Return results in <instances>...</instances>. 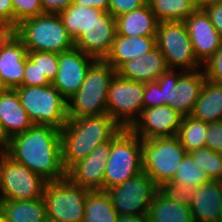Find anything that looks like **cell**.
Segmentation results:
<instances>
[{
	"mask_svg": "<svg viewBox=\"0 0 222 222\" xmlns=\"http://www.w3.org/2000/svg\"><path fill=\"white\" fill-rule=\"evenodd\" d=\"M5 154L25 165L47 182L62 180L61 130L49 125H33L7 142Z\"/></svg>",
	"mask_w": 222,
	"mask_h": 222,
	"instance_id": "cell-1",
	"label": "cell"
},
{
	"mask_svg": "<svg viewBox=\"0 0 222 222\" xmlns=\"http://www.w3.org/2000/svg\"><path fill=\"white\" fill-rule=\"evenodd\" d=\"M121 129L108 114L68 119L61 129L64 170L86 158L99 144L110 141Z\"/></svg>",
	"mask_w": 222,
	"mask_h": 222,
	"instance_id": "cell-2",
	"label": "cell"
},
{
	"mask_svg": "<svg viewBox=\"0 0 222 222\" xmlns=\"http://www.w3.org/2000/svg\"><path fill=\"white\" fill-rule=\"evenodd\" d=\"M115 74L116 70L105 60H96L80 88L67 100L68 119L107 114L109 85Z\"/></svg>",
	"mask_w": 222,
	"mask_h": 222,
	"instance_id": "cell-3",
	"label": "cell"
},
{
	"mask_svg": "<svg viewBox=\"0 0 222 222\" xmlns=\"http://www.w3.org/2000/svg\"><path fill=\"white\" fill-rule=\"evenodd\" d=\"M14 34L23 42L27 51L61 53L74 48L58 14H41L22 20Z\"/></svg>",
	"mask_w": 222,
	"mask_h": 222,
	"instance_id": "cell-4",
	"label": "cell"
},
{
	"mask_svg": "<svg viewBox=\"0 0 222 222\" xmlns=\"http://www.w3.org/2000/svg\"><path fill=\"white\" fill-rule=\"evenodd\" d=\"M141 172H143L141 139L130 129L122 128L111 139L103 191L122 184Z\"/></svg>",
	"mask_w": 222,
	"mask_h": 222,
	"instance_id": "cell-5",
	"label": "cell"
},
{
	"mask_svg": "<svg viewBox=\"0 0 222 222\" xmlns=\"http://www.w3.org/2000/svg\"><path fill=\"white\" fill-rule=\"evenodd\" d=\"M21 105L35 125H49L61 130L67 123V100L52 85L20 86L15 89Z\"/></svg>",
	"mask_w": 222,
	"mask_h": 222,
	"instance_id": "cell-6",
	"label": "cell"
},
{
	"mask_svg": "<svg viewBox=\"0 0 222 222\" xmlns=\"http://www.w3.org/2000/svg\"><path fill=\"white\" fill-rule=\"evenodd\" d=\"M143 172L157 187L172 181L187 154L179 138L164 137L141 140Z\"/></svg>",
	"mask_w": 222,
	"mask_h": 222,
	"instance_id": "cell-7",
	"label": "cell"
},
{
	"mask_svg": "<svg viewBox=\"0 0 222 222\" xmlns=\"http://www.w3.org/2000/svg\"><path fill=\"white\" fill-rule=\"evenodd\" d=\"M169 70L162 74L157 82L161 89V101L183 117L189 116L199 98L205 82L204 70ZM184 72V73H183Z\"/></svg>",
	"mask_w": 222,
	"mask_h": 222,
	"instance_id": "cell-8",
	"label": "cell"
},
{
	"mask_svg": "<svg viewBox=\"0 0 222 222\" xmlns=\"http://www.w3.org/2000/svg\"><path fill=\"white\" fill-rule=\"evenodd\" d=\"M89 191L67 177L47 182L43 192L47 216L60 222H83Z\"/></svg>",
	"mask_w": 222,
	"mask_h": 222,
	"instance_id": "cell-9",
	"label": "cell"
},
{
	"mask_svg": "<svg viewBox=\"0 0 222 222\" xmlns=\"http://www.w3.org/2000/svg\"><path fill=\"white\" fill-rule=\"evenodd\" d=\"M156 44L170 70L180 67L184 71H193L202 65L195 56L184 22H158Z\"/></svg>",
	"mask_w": 222,
	"mask_h": 222,
	"instance_id": "cell-10",
	"label": "cell"
},
{
	"mask_svg": "<svg viewBox=\"0 0 222 222\" xmlns=\"http://www.w3.org/2000/svg\"><path fill=\"white\" fill-rule=\"evenodd\" d=\"M144 83L128 80L117 73L112 78L107 98V114L122 128L129 129L143 110Z\"/></svg>",
	"mask_w": 222,
	"mask_h": 222,
	"instance_id": "cell-11",
	"label": "cell"
},
{
	"mask_svg": "<svg viewBox=\"0 0 222 222\" xmlns=\"http://www.w3.org/2000/svg\"><path fill=\"white\" fill-rule=\"evenodd\" d=\"M47 183L40 175L0 154V195L2 200H33L43 197Z\"/></svg>",
	"mask_w": 222,
	"mask_h": 222,
	"instance_id": "cell-12",
	"label": "cell"
},
{
	"mask_svg": "<svg viewBox=\"0 0 222 222\" xmlns=\"http://www.w3.org/2000/svg\"><path fill=\"white\" fill-rule=\"evenodd\" d=\"M157 190L154 181L145 172H141L106 191L118 215H147Z\"/></svg>",
	"mask_w": 222,
	"mask_h": 222,
	"instance_id": "cell-13",
	"label": "cell"
},
{
	"mask_svg": "<svg viewBox=\"0 0 222 222\" xmlns=\"http://www.w3.org/2000/svg\"><path fill=\"white\" fill-rule=\"evenodd\" d=\"M95 58L75 47L58 54V71L51 84L68 100L82 85Z\"/></svg>",
	"mask_w": 222,
	"mask_h": 222,
	"instance_id": "cell-14",
	"label": "cell"
},
{
	"mask_svg": "<svg viewBox=\"0 0 222 222\" xmlns=\"http://www.w3.org/2000/svg\"><path fill=\"white\" fill-rule=\"evenodd\" d=\"M116 35V18L104 11L74 40V47L96 60H105Z\"/></svg>",
	"mask_w": 222,
	"mask_h": 222,
	"instance_id": "cell-15",
	"label": "cell"
},
{
	"mask_svg": "<svg viewBox=\"0 0 222 222\" xmlns=\"http://www.w3.org/2000/svg\"><path fill=\"white\" fill-rule=\"evenodd\" d=\"M183 116L168 105L143 109L129 128L141 140L177 136Z\"/></svg>",
	"mask_w": 222,
	"mask_h": 222,
	"instance_id": "cell-16",
	"label": "cell"
},
{
	"mask_svg": "<svg viewBox=\"0 0 222 222\" xmlns=\"http://www.w3.org/2000/svg\"><path fill=\"white\" fill-rule=\"evenodd\" d=\"M111 151V140L99 144L86 158L66 171V177L84 189L102 190L105 168Z\"/></svg>",
	"mask_w": 222,
	"mask_h": 222,
	"instance_id": "cell-17",
	"label": "cell"
},
{
	"mask_svg": "<svg viewBox=\"0 0 222 222\" xmlns=\"http://www.w3.org/2000/svg\"><path fill=\"white\" fill-rule=\"evenodd\" d=\"M196 58L205 64L222 46V38L203 9H197L184 21Z\"/></svg>",
	"mask_w": 222,
	"mask_h": 222,
	"instance_id": "cell-18",
	"label": "cell"
},
{
	"mask_svg": "<svg viewBox=\"0 0 222 222\" xmlns=\"http://www.w3.org/2000/svg\"><path fill=\"white\" fill-rule=\"evenodd\" d=\"M169 70L166 59L156 47L151 52L128 60L116 70V73L122 78L146 83L157 81Z\"/></svg>",
	"mask_w": 222,
	"mask_h": 222,
	"instance_id": "cell-19",
	"label": "cell"
},
{
	"mask_svg": "<svg viewBox=\"0 0 222 222\" xmlns=\"http://www.w3.org/2000/svg\"><path fill=\"white\" fill-rule=\"evenodd\" d=\"M27 52L15 34L0 47V76L9 89L22 86Z\"/></svg>",
	"mask_w": 222,
	"mask_h": 222,
	"instance_id": "cell-20",
	"label": "cell"
},
{
	"mask_svg": "<svg viewBox=\"0 0 222 222\" xmlns=\"http://www.w3.org/2000/svg\"><path fill=\"white\" fill-rule=\"evenodd\" d=\"M190 208L194 222H218L222 214V181L211 180L194 189Z\"/></svg>",
	"mask_w": 222,
	"mask_h": 222,
	"instance_id": "cell-21",
	"label": "cell"
},
{
	"mask_svg": "<svg viewBox=\"0 0 222 222\" xmlns=\"http://www.w3.org/2000/svg\"><path fill=\"white\" fill-rule=\"evenodd\" d=\"M15 89L0 95V128L7 140L33 126Z\"/></svg>",
	"mask_w": 222,
	"mask_h": 222,
	"instance_id": "cell-22",
	"label": "cell"
},
{
	"mask_svg": "<svg viewBox=\"0 0 222 222\" xmlns=\"http://www.w3.org/2000/svg\"><path fill=\"white\" fill-rule=\"evenodd\" d=\"M156 47V36L130 37L116 34L112 48L105 61L117 70L128 60L151 52Z\"/></svg>",
	"mask_w": 222,
	"mask_h": 222,
	"instance_id": "cell-23",
	"label": "cell"
},
{
	"mask_svg": "<svg viewBox=\"0 0 222 222\" xmlns=\"http://www.w3.org/2000/svg\"><path fill=\"white\" fill-rule=\"evenodd\" d=\"M158 20L148 4L118 16L116 34L122 36H156Z\"/></svg>",
	"mask_w": 222,
	"mask_h": 222,
	"instance_id": "cell-24",
	"label": "cell"
},
{
	"mask_svg": "<svg viewBox=\"0 0 222 222\" xmlns=\"http://www.w3.org/2000/svg\"><path fill=\"white\" fill-rule=\"evenodd\" d=\"M194 119L212 123L222 120V84L205 79L191 114Z\"/></svg>",
	"mask_w": 222,
	"mask_h": 222,
	"instance_id": "cell-25",
	"label": "cell"
},
{
	"mask_svg": "<svg viewBox=\"0 0 222 222\" xmlns=\"http://www.w3.org/2000/svg\"><path fill=\"white\" fill-rule=\"evenodd\" d=\"M149 222H194L190 205L177 203L156 191L148 209Z\"/></svg>",
	"mask_w": 222,
	"mask_h": 222,
	"instance_id": "cell-26",
	"label": "cell"
},
{
	"mask_svg": "<svg viewBox=\"0 0 222 222\" xmlns=\"http://www.w3.org/2000/svg\"><path fill=\"white\" fill-rule=\"evenodd\" d=\"M1 215L6 222H44L47 217L43 197L33 200H3Z\"/></svg>",
	"mask_w": 222,
	"mask_h": 222,
	"instance_id": "cell-27",
	"label": "cell"
},
{
	"mask_svg": "<svg viewBox=\"0 0 222 222\" xmlns=\"http://www.w3.org/2000/svg\"><path fill=\"white\" fill-rule=\"evenodd\" d=\"M117 219L118 213L107 191L93 190L87 193L83 222H117Z\"/></svg>",
	"mask_w": 222,
	"mask_h": 222,
	"instance_id": "cell-28",
	"label": "cell"
},
{
	"mask_svg": "<svg viewBox=\"0 0 222 222\" xmlns=\"http://www.w3.org/2000/svg\"><path fill=\"white\" fill-rule=\"evenodd\" d=\"M158 22H183L197 10L193 0H147Z\"/></svg>",
	"mask_w": 222,
	"mask_h": 222,
	"instance_id": "cell-29",
	"label": "cell"
},
{
	"mask_svg": "<svg viewBox=\"0 0 222 222\" xmlns=\"http://www.w3.org/2000/svg\"><path fill=\"white\" fill-rule=\"evenodd\" d=\"M104 11L84 5L71 4L58 15L68 34L75 40L89 24Z\"/></svg>",
	"mask_w": 222,
	"mask_h": 222,
	"instance_id": "cell-30",
	"label": "cell"
},
{
	"mask_svg": "<svg viewBox=\"0 0 222 222\" xmlns=\"http://www.w3.org/2000/svg\"><path fill=\"white\" fill-rule=\"evenodd\" d=\"M209 123L191 116L182 118L177 137L187 153L206 147V136Z\"/></svg>",
	"mask_w": 222,
	"mask_h": 222,
	"instance_id": "cell-31",
	"label": "cell"
},
{
	"mask_svg": "<svg viewBox=\"0 0 222 222\" xmlns=\"http://www.w3.org/2000/svg\"><path fill=\"white\" fill-rule=\"evenodd\" d=\"M211 181L207 173L200 169L192 156L187 153L180 163L172 182L178 185H187L191 189Z\"/></svg>",
	"mask_w": 222,
	"mask_h": 222,
	"instance_id": "cell-32",
	"label": "cell"
},
{
	"mask_svg": "<svg viewBox=\"0 0 222 222\" xmlns=\"http://www.w3.org/2000/svg\"><path fill=\"white\" fill-rule=\"evenodd\" d=\"M189 154L211 180L222 181V153L203 147Z\"/></svg>",
	"mask_w": 222,
	"mask_h": 222,
	"instance_id": "cell-33",
	"label": "cell"
},
{
	"mask_svg": "<svg viewBox=\"0 0 222 222\" xmlns=\"http://www.w3.org/2000/svg\"><path fill=\"white\" fill-rule=\"evenodd\" d=\"M27 57L34 62L42 74L52 82L58 71V54L54 52L28 51Z\"/></svg>",
	"mask_w": 222,
	"mask_h": 222,
	"instance_id": "cell-34",
	"label": "cell"
},
{
	"mask_svg": "<svg viewBox=\"0 0 222 222\" xmlns=\"http://www.w3.org/2000/svg\"><path fill=\"white\" fill-rule=\"evenodd\" d=\"M14 12V29L27 18L43 14L40 0H12Z\"/></svg>",
	"mask_w": 222,
	"mask_h": 222,
	"instance_id": "cell-35",
	"label": "cell"
},
{
	"mask_svg": "<svg viewBox=\"0 0 222 222\" xmlns=\"http://www.w3.org/2000/svg\"><path fill=\"white\" fill-rule=\"evenodd\" d=\"M158 190L168 199L177 203L190 205L194 189L187 185H178L172 181L165 182L158 187Z\"/></svg>",
	"mask_w": 222,
	"mask_h": 222,
	"instance_id": "cell-36",
	"label": "cell"
},
{
	"mask_svg": "<svg viewBox=\"0 0 222 222\" xmlns=\"http://www.w3.org/2000/svg\"><path fill=\"white\" fill-rule=\"evenodd\" d=\"M50 84L51 81L45 74H42L38 66L27 57L22 86H47Z\"/></svg>",
	"mask_w": 222,
	"mask_h": 222,
	"instance_id": "cell-37",
	"label": "cell"
},
{
	"mask_svg": "<svg viewBox=\"0 0 222 222\" xmlns=\"http://www.w3.org/2000/svg\"><path fill=\"white\" fill-rule=\"evenodd\" d=\"M204 74L206 79L222 84V46L218 51L204 64Z\"/></svg>",
	"mask_w": 222,
	"mask_h": 222,
	"instance_id": "cell-38",
	"label": "cell"
},
{
	"mask_svg": "<svg viewBox=\"0 0 222 222\" xmlns=\"http://www.w3.org/2000/svg\"><path fill=\"white\" fill-rule=\"evenodd\" d=\"M146 4L147 0H109L108 12L117 18Z\"/></svg>",
	"mask_w": 222,
	"mask_h": 222,
	"instance_id": "cell-39",
	"label": "cell"
},
{
	"mask_svg": "<svg viewBox=\"0 0 222 222\" xmlns=\"http://www.w3.org/2000/svg\"><path fill=\"white\" fill-rule=\"evenodd\" d=\"M143 109L164 106L161 101V89L157 81L144 83Z\"/></svg>",
	"mask_w": 222,
	"mask_h": 222,
	"instance_id": "cell-40",
	"label": "cell"
},
{
	"mask_svg": "<svg viewBox=\"0 0 222 222\" xmlns=\"http://www.w3.org/2000/svg\"><path fill=\"white\" fill-rule=\"evenodd\" d=\"M206 147L215 152L222 153V120L209 123Z\"/></svg>",
	"mask_w": 222,
	"mask_h": 222,
	"instance_id": "cell-41",
	"label": "cell"
},
{
	"mask_svg": "<svg viewBox=\"0 0 222 222\" xmlns=\"http://www.w3.org/2000/svg\"><path fill=\"white\" fill-rule=\"evenodd\" d=\"M222 38V1L213 3L203 9Z\"/></svg>",
	"mask_w": 222,
	"mask_h": 222,
	"instance_id": "cell-42",
	"label": "cell"
},
{
	"mask_svg": "<svg viewBox=\"0 0 222 222\" xmlns=\"http://www.w3.org/2000/svg\"><path fill=\"white\" fill-rule=\"evenodd\" d=\"M73 0H40L43 14H59L72 4Z\"/></svg>",
	"mask_w": 222,
	"mask_h": 222,
	"instance_id": "cell-43",
	"label": "cell"
},
{
	"mask_svg": "<svg viewBox=\"0 0 222 222\" xmlns=\"http://www.w3.org/2000/svg\"><path fill=\"white\" fill-rule=\"evenodd\" d=\"M0 21H4L14 28L12 0H0Z\"/></svg>",
	"mask_w": 222,
	"mask_h": 222,
	"instance_id": "cell-44",
	"label": "cell"
},
{
	"mask_svg": "<svg viewBox=\"0 0 222 222\" xmlns=\"http://www.w3.org/2000/svg\"><path fill=\"white\" fill-rule=\"evenodd\" d=\"M72 4L84 5L108 12L109 0H73Z\"/></svg>",
	"mask_w": 222,
	"mask_h": 222,
	"instance_id": "cell-45",
	"label": "cell"
},
{
	"mask_svg": "<svg viewBox=\"0 0 222 222\" xmlns=\"http://www.w3.org/2000/svg\"><path fill=\"white\" fill-rule=\"evenodd\" d=\"M14 34V28L4 21H0V47Z\"/></svg>",
	"mask_w": 222,
	"mask_h": 222,
	"instance_id": "cell-46",
	"label": "cell"
},
{
	"mask_svg": "<svg viewBox=\"0 0 222 222\" xmlns=\"http://www.w3.org/2000/svg\"><path fill=\"white\" fill-rule=\"evenodd\" d=\"M117 222H149L147 215H118Z\"/></svg>",
	"mask_w": 222,
	"mask_h": 222,
	"instance_id": "cell-47",
	"label": "cell"
},
{
	"mask_svg": "<svg viewBox=\"0 0 222 222\" xmlns=\"http://www.w3.org/2000/svg\"><path fill=\"white\" fill-rule=\"evenodd\" d=\"M219 1L222 0H193L194 5L196 6L197 9H204L206 6H209Z\"/></svg>",
	"mask_w": 222,
	"mask_h": 222,
	"instance_id": "cell-48",
	"label": "cell"
},
{
	"mask_svg": "<svg viewBox=\"0 0 222 222\" xmlns=\"http://www.w3.org/2000/svg\"><path fill=\"white\" fill-rule=\"evenodd\" d=\"M7 142L8 140L5 138L0 128V154L5 153L6 148H7Z\"/></svg>",
	"mask_w": 222,
	"mask_h": 222,
	"instance_id": "cell-49",
	"label": "cell"
},
{
	"mask_svg": "<svg viewBox=\"0 0 222 222\" xmlns=\"http://www.w3.org/2000/svg\"><path fill=\"white\" fill-rule=\"evenodd\" d=\"M8 90H9L8 86L5 84L4 80L0 76V95Z\"/></svg>",
	"mask_w": 222,
	"mask_h": 222,
	"instance_id": "cell-50",
	"label": "cell"
},
{
	"mask_svg": "<svg viewBox=\"0 0 222 222\" xmlns=\"http://www.w3.org/2000/svg\"><path fill=\"white\" fill-rule=\"evenodd\" d=\"M44 222H60L59 220L52 219L50 217H46Z\"/></svg>",
	"mask_w": 222,
	"mask_h": 222,
	"instance_id": "cell-51",
	"label": "cell"
},
{
	"mask_svg": "<svg viewBox=\"0 0 222 222\" xmlns=\"http://www.w3.org/2000/svg\"><path fill=\"white\" fill-rule=\"evenodd\" d=\"M2 199H1V197H0V216H1V214H2Z\"/></svg>",
	"mask_w": 222,
	"mask_h": 222,
	"instance_id": "cell-52",
	"label": "cell"
},
{
	"mask_svg": "<svg viewBox=\"0 0 222 222\" xmlns=\"http://www.w3.org/2000/svg\"><path fill=\"white\" fill-rule=\"evenodd\" d=\"M0 222H6V220L4 219L2 215L0 216Z\"/></svg>",
	"mask_w": 222,
	"mask_h": 222,
	"instance_id": "cell-53",
	"label": "cell"
},
{
	"mask_svg": "<svg viewBox=\"0 0 222 222\" xmlns=\"http://www.w3.org/2000/svg\"><path fill=\"white\" fill-rule=\"evenodd\" d=\"M218 222H222V214H221V216L219 217Z\"/></svg>",
	"mask_w": 222,
	"mask_h": 222,
	"instance_id": "cell-54",
	"label": "cell"
}]
</instances>
